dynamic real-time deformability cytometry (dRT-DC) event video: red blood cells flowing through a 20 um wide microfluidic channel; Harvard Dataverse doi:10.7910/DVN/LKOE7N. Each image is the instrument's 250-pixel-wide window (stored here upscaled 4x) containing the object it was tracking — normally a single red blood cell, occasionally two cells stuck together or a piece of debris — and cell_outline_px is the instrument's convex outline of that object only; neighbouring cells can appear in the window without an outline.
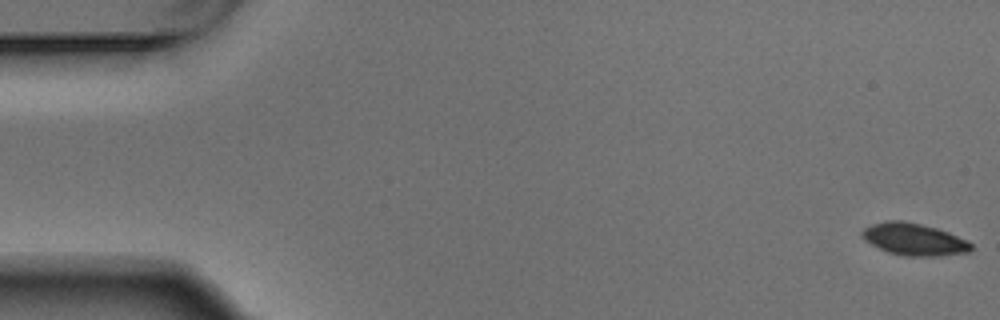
{"species": "Egyptian fruit bat (a non-hibernating species)", "species_latin": "Rousettus aegyptiacus", "temperature_condition": "warm", "stored_images_in_passage": 6, "camera_frame_rate_fps": 3000, "um_per_image_px": 0.085, "animal": {"sex": "male"}, "frame": {"image": 1, "passage_image": 1, "time_ms": 0.0, "image_size_px": [1000, 320], "cell_outline_px": [[972, 248], [968, 252], [940, 256], [904, 256], [888, 252], [876, 248], [864, 240], [860, 236], [860, 232], [864, 228], [872, 224], [888, 220], [900, 220], [920, 224], [936, 228], [948, 232], [968, 240], [972, 244]], "centroid_in_image_um": [77.65, 20.35], "position_along_channel_um": 7.3, "area_um2": 20.58}}